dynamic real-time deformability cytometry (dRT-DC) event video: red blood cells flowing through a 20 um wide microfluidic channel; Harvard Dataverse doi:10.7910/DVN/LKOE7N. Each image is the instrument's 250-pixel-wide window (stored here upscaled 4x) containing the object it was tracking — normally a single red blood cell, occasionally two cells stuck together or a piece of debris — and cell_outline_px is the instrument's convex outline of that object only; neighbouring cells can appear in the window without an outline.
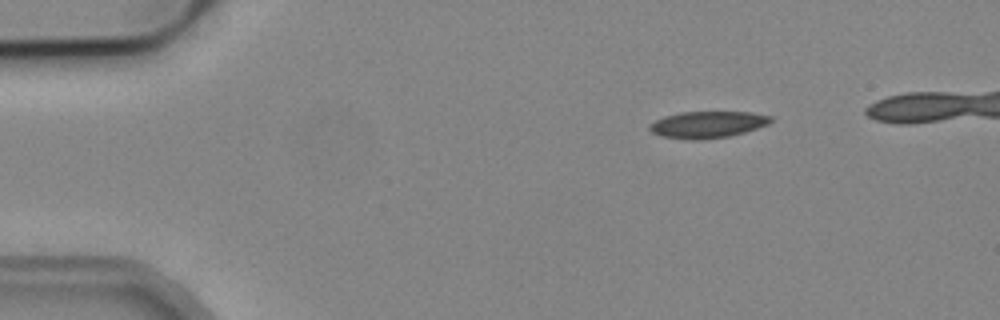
{"species": "common noctule bat (a hibernating species)", "species_latin": "Nyctalus noctula", "temperature_condition": "cold", "stored_images_in_passage": 41, "camera_frame_rate_fps": 3000, "um_per_image_px": 0.085, "animal": {"sex": "male", "body_mass_g": 19.2, "forearm_length_mm": 51.8}, "frame": {"image": 1, "passage_image": 1, "time_ms": 0.0, "image_size_px": [1000, 320], "cell_outline_px": [[772, 120], [768, 124], [744, 132], [728, 136], [704, 140], [688, 140], [660, 136], [652, 132], [648, 128], [648, 124], [664, 116], [680, 112], [752, 112], [772, 116]], "centroid_in_image_um": [60.11, 10.59], "position_along_channel_um": 24.9, "area_um2": 18.96}}
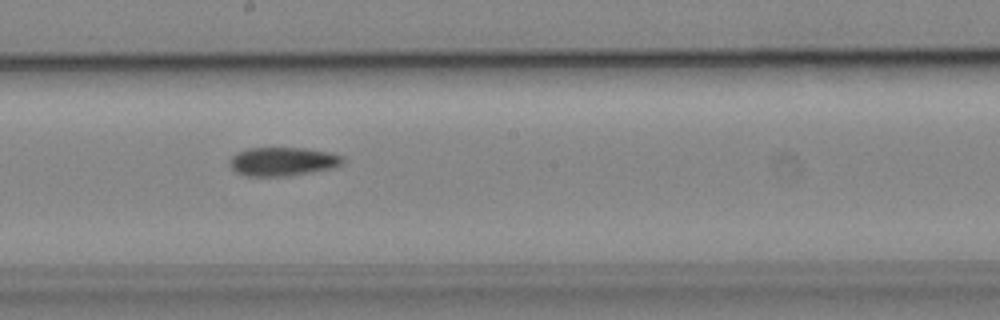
{"frame": {"image": 2, "passage_image": 22, "time_ms": 7.0, "image_size_px": [1000, 320], "cell_outline_px": [[344, 164], [332, 168], [288, 176], [248, 176], [236, 172], [228, 164], [228, 160], [236, 152], [248, 148], [308, 148], [332, 152], [344, 156]], "centroid_in_image_um": [24.05, 13.72], "position_along_channel_um": 224.2, "area_um2": 19.19}}
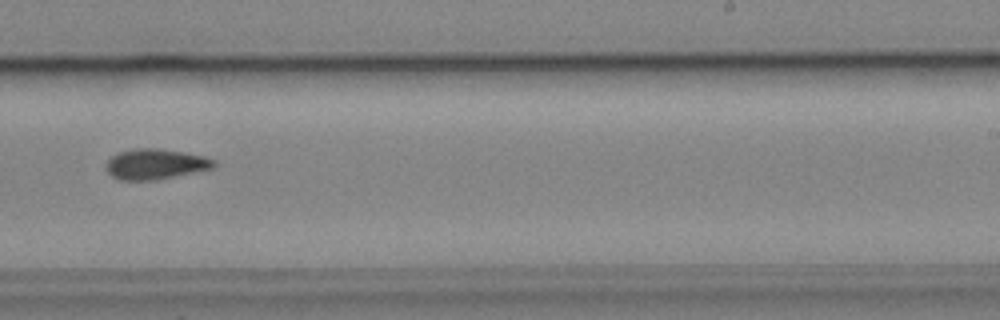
{"frame": {"image": 3, "passage_image": 26, "time_ms": 8.333, "image_size_px": [1000, 320], "cell_outline_px": [[216, 164], [212, 168], [156, 180], [120, 180], [112, 176], [104, 168], [108, 160], [112, 156], [120, 152], [132, 148], [160, 148], [184, 152], [204, 156], [216, 160]], "centroid_in_image_um": [13.19, 13.94], "position_along_channel_um": 275.8, "area_um2": 19.13}}